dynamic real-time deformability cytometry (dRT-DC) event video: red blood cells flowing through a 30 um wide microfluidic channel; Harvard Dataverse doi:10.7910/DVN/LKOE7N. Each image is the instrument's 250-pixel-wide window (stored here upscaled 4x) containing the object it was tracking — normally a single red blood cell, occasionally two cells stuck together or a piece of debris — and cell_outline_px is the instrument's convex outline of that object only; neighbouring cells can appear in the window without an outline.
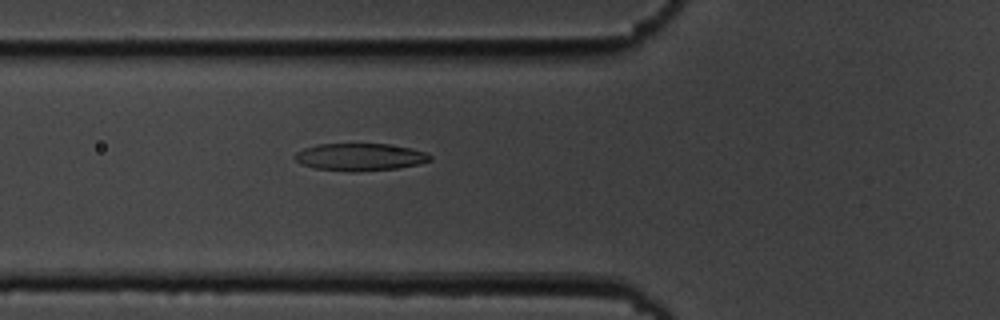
{"species": "common noctule bat (a hibernating species)", "species_latin": "Nyctalus noctula", "temperature_condition": "cold", "stored_images_in_passage": 2, "camera_frame_rate_fps": 3000, "um_per_image_px": 0.085, "animal": {"sex": "male", "body_mass_g": 19.5, "forearm_length_mm": 54.6}, "frame": {"image": 1, "passage_image": 2, "time_ms": 1.0, "image_size_px": [1000, 320], "cell_outline_px": [[432, 160], [416, 164], [396, 168], [356, 172], [348, 172], [316, 168], [300, 164], [292, 156], [296, 152], [304, 148], [316, 144], [388, 144], [412, 148], [424, 152], [432, 156]], "centroid_in_image_um": [30.56, 13.34], "position_along_channel_um": 95.2, "area_um2": 21.62}}